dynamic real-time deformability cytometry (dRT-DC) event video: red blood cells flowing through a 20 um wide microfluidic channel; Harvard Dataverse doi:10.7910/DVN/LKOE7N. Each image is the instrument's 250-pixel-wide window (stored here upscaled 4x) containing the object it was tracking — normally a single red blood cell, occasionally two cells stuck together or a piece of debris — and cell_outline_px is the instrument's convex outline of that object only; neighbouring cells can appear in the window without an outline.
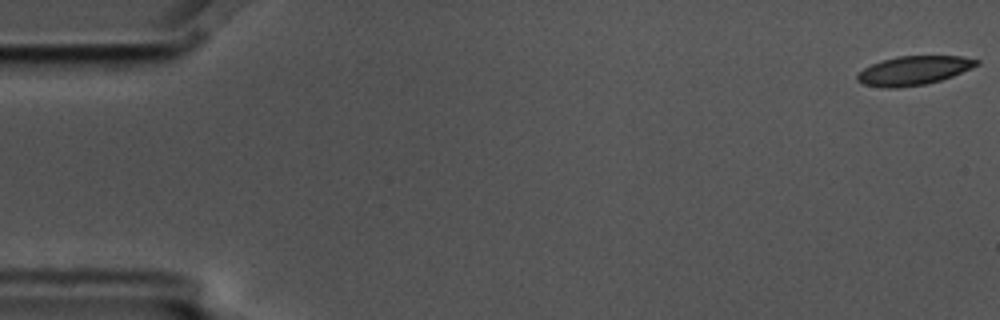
{"species": "common noctule bat (a hibernating species)", "species_latin": "Nyctalus noctula", "temperature_condition": "cold", "stored_images_in_passage": 5, "camera_frame_rate_fps": 3000, "um_per_image_px": 0.085, "animal": {"sex": "male", "body_mass_g": 17.5, "forearm_length_mm": 52.3}, "frame": {"image": 1, "passage_image": 1, "time_ms": 0.0, "image_size_px": [1000, 320], "cell_outline_px": [[980, 64], [972, 68], [952, 76], [940, 80], [924, 84], [896, 88], [884, 88], [864, 84], [856, 80], [856, 76], [864, 68], [880, 60], [900, 56], [960, 56], [980, 60]], "centroid_in_image_um": [77.66, 5.99], "position_along_channel_um": 7.3, "area_um2": 20.06}}
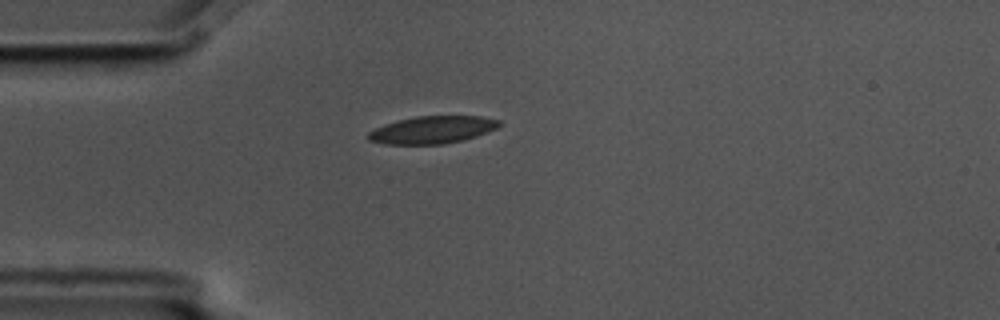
{"frame": {"image": 2, "passage_image": 5, "time_ms": 1.333, "image_size_px": [1000, 320], "cell_outline_px": [[500, 124], [496, 128], [488, 132], [476, 136], [444, 144], [384, 144], [368, 140], [368, 132], [384, 124], [416, 116], [480, 116], [500, 120]], "centroid_in_image_um": [36.74, 11.03], "position_along_channel_um": 48.3, "area_um2": 20.75}}